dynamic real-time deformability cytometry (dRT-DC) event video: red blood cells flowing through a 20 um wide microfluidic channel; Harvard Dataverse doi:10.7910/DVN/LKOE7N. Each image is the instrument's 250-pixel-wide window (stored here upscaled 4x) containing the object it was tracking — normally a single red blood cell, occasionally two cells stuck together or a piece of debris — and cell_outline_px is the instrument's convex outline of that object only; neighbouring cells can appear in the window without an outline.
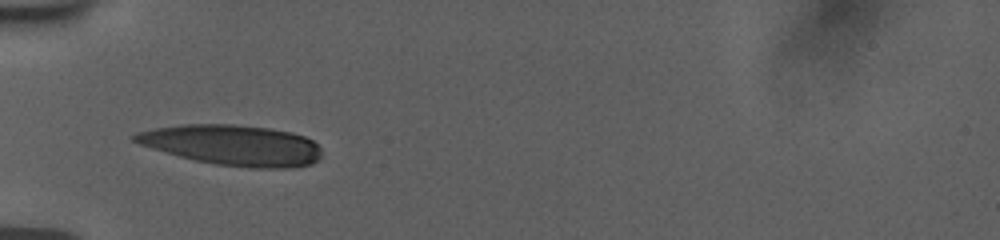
{"species": "human", "species_latin": "Homo sapiens", "temperature_condition": "room temperature", "stored_images_in_passage": 10, "camera_frame_rate_fps": 3000, "um_per_image_px": 0.085, "donor": {"sex": "female"}, "frame": {"image": 1, "passage_image": 8, "time_ms": 5.0, "image_size_px": [1000, 240], "cell_outline_px": [[320, 160], [312, 164], [288, 168], [252, 168], [216, 164], [196, 160], [180, 156], [152, 148], [140, 144], [132, 140], [128, 136], [136, 132], [156, 128], [180, 124], [236, 124], [272, 128], [292, 132], [304, 136], [312, 140], [320, 148]], "centroid_in_image_um": [19.78, 12.32], "position_along_channel_um": 65.2, "area_um2": 44.27}}
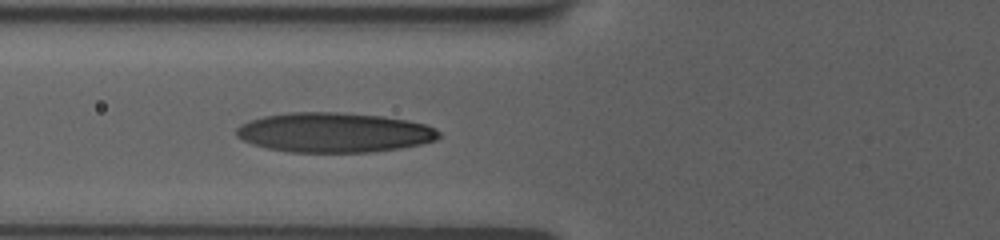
{"frame": {"image": 2, "passage_image": 10, "time_ms": 6.0, "image_size_px": [1000, 240], "cell_outline_px": [[440, 136], [436, 140], [420, 144], [400, 148], [368, 152], [288, 152], [268, 148], [252, 144], [236, 136], [236, 128], [240, 124], [264, 116], [292, 112], [336, 112], [384, 116], [408, 120], [424, 124], [440, 132]], "centroid_in_image_um": [28.39, 11.26], "position_along_channel_um": 97.4, "area_um2": 46.76}}